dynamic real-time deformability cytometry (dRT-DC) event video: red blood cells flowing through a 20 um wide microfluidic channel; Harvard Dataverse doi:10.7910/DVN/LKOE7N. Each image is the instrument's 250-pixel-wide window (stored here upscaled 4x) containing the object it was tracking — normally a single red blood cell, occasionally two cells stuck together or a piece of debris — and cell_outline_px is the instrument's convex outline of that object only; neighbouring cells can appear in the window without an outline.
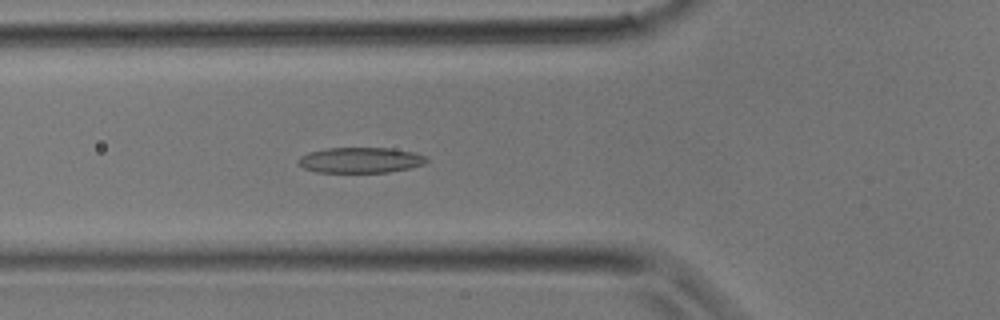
{"species": "common noctule bat (a hibernating species)", "species_latin": "Nyctalus noctula", "temperature_condition": "room temperature", "stored_images_in_passage": 33, "camera_frame_rate_fps": 3000, "um_per_image_px": 0.085, "animal": {"sex": "male", "body_mass_g": 17.9}, "frame": {"image": 1, "passage_image": 12, "time_ms": 3.667, "image_size_px": [1000, 320], "cell_outline_px": [[428, 160], [424, 164], [412, 168], [388, 172], [316, 172], [304, 168], [296, 164], [296, 160], [300, 156], [308, 152], [328, 148], [392, 148], [416, 152], [428, 156]], "centroid_in_image_um": [30.65, 13.61], "position_along_channel_um": 95.1, "area_um2": 19.42}}
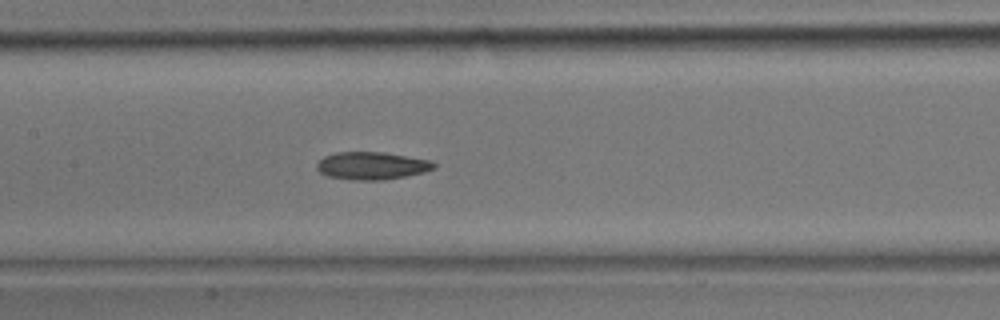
{"frame": {"image": 2, "passage_image": 16, "time_ms": 5.0, "image_size_px": [1000, 320], "cell_outline_px": [[436, 168], [424, 172], [384, 180], [352, 180], [328, 176], [320, 172], [316, 168], [316, 164], [324, 156], [336, 152], [384, 152], [432, 160], [436, 164]], "centroid_in_image_um": [31.62, 14.08], "position_along_channel_um": 175.8, "area_um2": 18.96}}
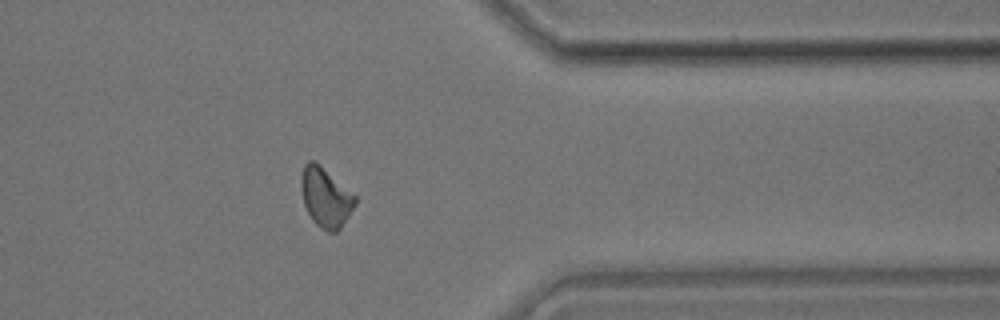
{"frame": {"image": 3, "passage_image": 27, "time_ms": 8.667, "image_size_px": [1000, 320], "cell_outline_px": [[356, 204], [340, 228], [336, 232], [328, 232], [320, 228], [312, 220], [304, 204], [300, 188], [300, 176], [304, 164], [308, 160], [316, 160], [356, 196]], "centroid_in_image_um": [27.65, 16.74], "position_along_channel_um": 383.8, "area_um2": 18.9}}